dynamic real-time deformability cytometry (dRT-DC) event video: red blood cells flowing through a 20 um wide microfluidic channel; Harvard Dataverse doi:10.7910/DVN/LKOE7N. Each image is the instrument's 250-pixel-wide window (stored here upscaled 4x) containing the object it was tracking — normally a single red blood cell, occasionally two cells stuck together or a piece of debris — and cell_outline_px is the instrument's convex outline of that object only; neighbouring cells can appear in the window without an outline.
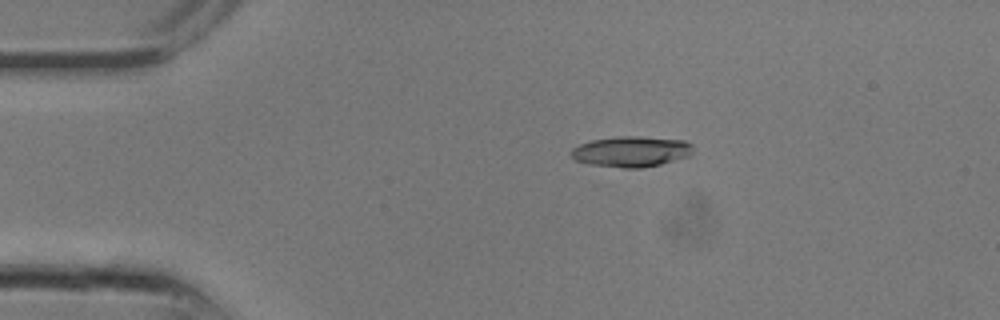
{"species": "common noctule bat (a hibernating species)", "species_latin": "Nyctalus noctula", "temperature_condition": "room temperature", "stored_images_in_passage": 7, "camera_frame_rate_fps": 3000, "um_per_image_px": 0.085, "animal": {"sex": "male", "body_mass_g": 13.3}, "frame": {"image": 1, "passage_image": 1, "time_ms": 0.0, "image_size_px": [1000, 320], "cell_outline_px": [[692, 152], [688, 156], [660, 164], [640, 168], [624, 168], [588, 164], [576, 160], [568, 156], [568, 152], [572, 148], [580, 144], [592, 140], [616, 136], [640, 136], [684, 140], [692, 144]], "centroid_in_image_um": [53.6, 12.87], "position_along_channel_um": 31.4, "area_um2": 21.91}}
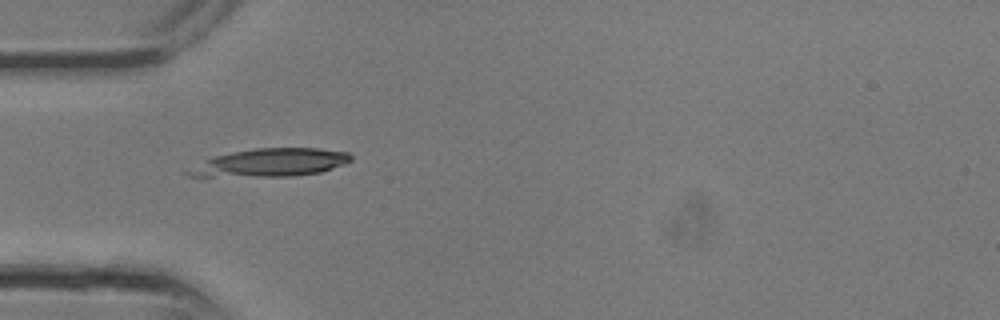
{"frame": {"image": 2, "passage_image": 4, "time_ms": 1.0, "image_size_px": [1000, 320], "cell_outline_px": [[352, 160], [344, 164], [320, 172], [292, 176], [188, 176], [184, 172], [212, 156], [232, 152], [256, 148], [316, 148], [348, 152], [352, 156]], "centroid_in_image_um": [23.0, 13.82], "position_along_channel_um": 62.0, "area_um2": 26.24}}
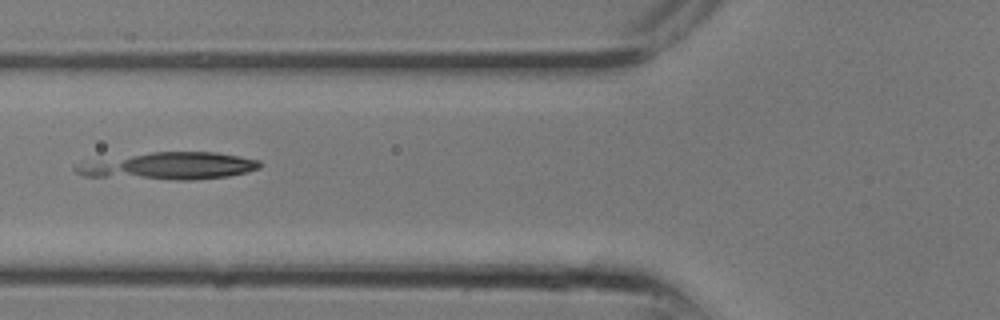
{"frame": {"image": 3, "passage_image": 6, "time_ms": 1.667, "image_size_px": [1000, 320], "cell_outline_px": [[260, 168], [248, 172], [228, 176], [192, 180], [172, 180], [84, 176], [76, 172], [72, 168], [80, 160], [152, 152], [216, 152], [240, 156], [260, 160]], "centroid_in_image_um": [14.26, 14.1], "position_along_channel_um": 111.5, "area_um2": 29.88}}